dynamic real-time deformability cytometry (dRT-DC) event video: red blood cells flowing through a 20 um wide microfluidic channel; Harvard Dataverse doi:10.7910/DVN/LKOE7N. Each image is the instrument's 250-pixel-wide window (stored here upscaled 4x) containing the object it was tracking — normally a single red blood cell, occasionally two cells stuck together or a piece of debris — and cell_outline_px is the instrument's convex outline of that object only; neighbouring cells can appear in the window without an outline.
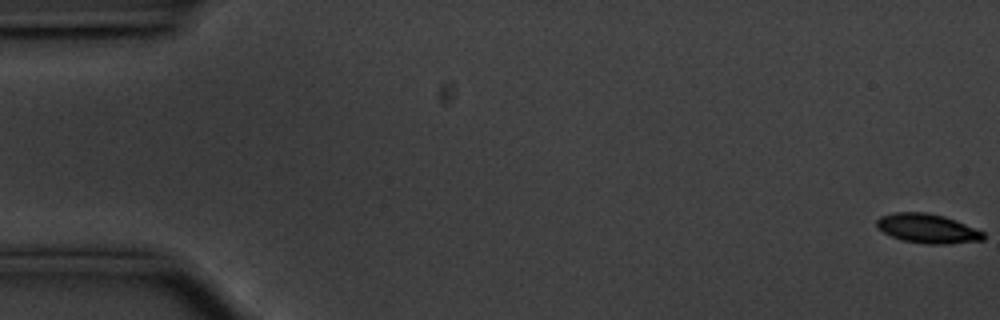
{"species": "common noctule bat (a hibernating species)", "species_latin": "Nyctalus noctula", "temperature_condition": "cold", "stored_images_in_passage": 58, "segment_of_instrument_passage": [1, 2], "camera_frame_rate_fps": 3000, "um_per_image_px": 0.085, "animal": {"sex": "male", "body_mass_g": 20.1, "forearm_length_mm": 53.5}, "frame": {"image": 1, "passage_image": 1, "time_ms": 0.0, "image_size_px": [1000, 320], "cell_outline_px": [[984, 240], [944, 244], [928, 244], [904, 240], [892, 236], [884, 232], [876, 224], [876, 220], [880, 216], [892, 212], [928, 212], [944, 216], [956, 220], [984, 232]], "centroid_in_image_um": [78.84, 19.4], "position_along_channel_um": 6.2, "area_um2": 18.09}}
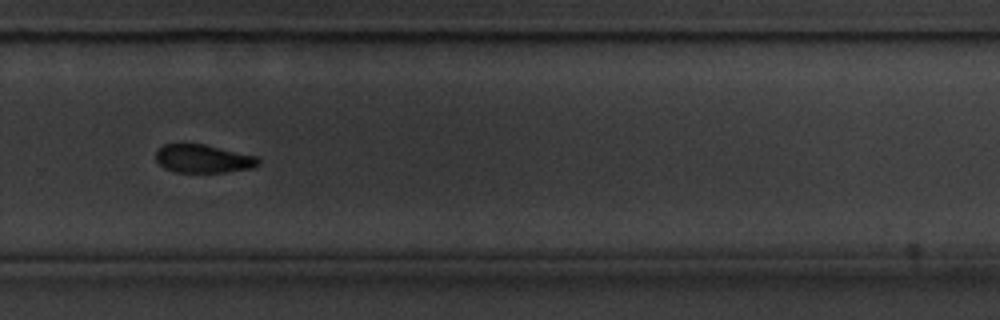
{"frame": {"image": 2, "passage_image": 39, "time_ms": 12.667, "image_size_px": [1000, 320], "cell_outline_px": [[260, 164], [252, 168], [224, 172], [176, 172], [164, 168], [156, 160], [156, 152], [164, 144], [204, 144], [256, 156], [260, 160]], "centroid_in_image_um": [17.28, 13.49], "position_along_channel_um": 312.5, "area_um2": 16.76}}
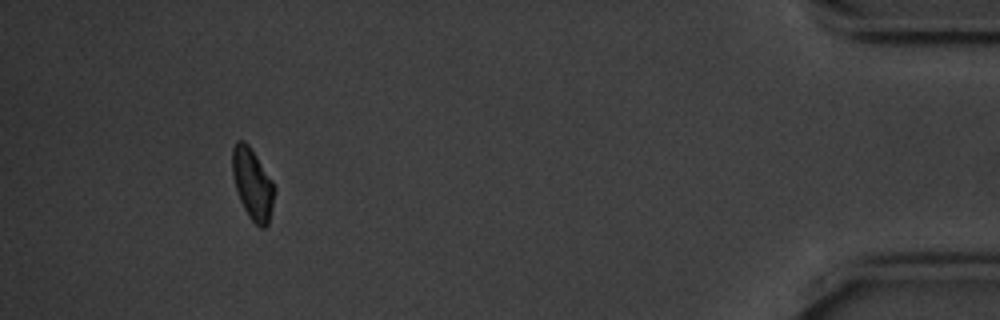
{"frame": {"image": 3, "passage_image": 53, "time_ms": 17.333, "image_size_px": [1000, 320], "cell_outline_px": [[276, 188], [272, 208], [268, 224], [264, 228], [260, 228], [248, 216], [240, 200], [236, 188], [232, 172], [232, 148], [236, 140], [244, 140], [248, 144], [272, 180]], "centroid_in_image_um": [21.47, 15.63], "position_along_channel_um": 413.7, "area_um2": 17.4}}